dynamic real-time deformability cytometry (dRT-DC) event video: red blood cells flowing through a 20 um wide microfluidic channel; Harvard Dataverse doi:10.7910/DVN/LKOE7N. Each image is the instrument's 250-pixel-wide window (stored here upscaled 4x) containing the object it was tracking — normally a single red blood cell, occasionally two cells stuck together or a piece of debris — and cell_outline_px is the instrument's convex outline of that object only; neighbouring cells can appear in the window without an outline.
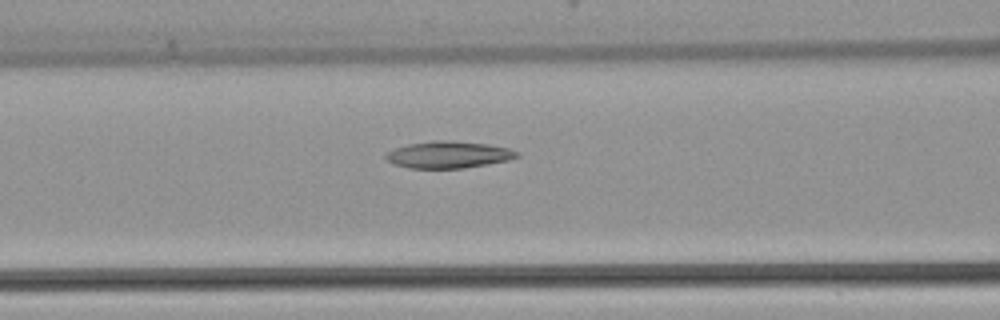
{"species": "common noctule bat (a hibernating species)", "species_latin": "Nyctalus noctula", "temperature_condition": "warm", "stored_images_in_passage": 31, "camera_frame_rate_fps": 3000, "um_per_image_px": 0.085, "animal": {"sex": "female", "body_mass_g": 22.7, "forearm_length_mm": 54.2}, "frame": {"image": 1, "passage_image": 13, "time_ms": 4.0, "image_size_px": [1000, 320], "cell_outline_px": [[520, 156], [508, 160], [464, 168], [408, 168], [392, 164], [384, 156], [388, 152], [396, 148], [408, 144], [432, 140], [448, 140], [488, 144], [508, 148], [520, 152]], "centroid_in_image_um": [38.12, 13.14], "position_along_channel_um": 128.5, "area_um2": 20.52}}
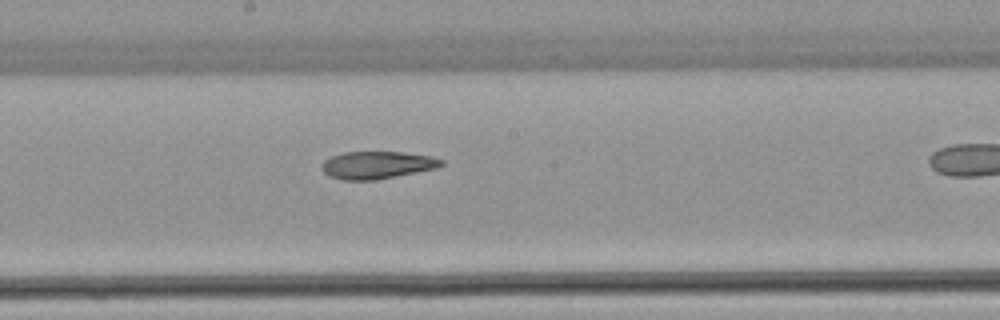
{"frame": {"image": 2, "passage_image": 19, "time_ms": 6.0, "image_size_px": [1000, 320], "cell_outline_px": [[444, 164], [436, 168], [376, 180], [344, 180], [328, 176], [320, 168], [320, 164], [324, 160], [332, 156], [344, 152], [404, 152], [432, 156], [444, 160]], "centroid_in_image_um": [32.03, 14.02], "position_along_channel_um": 216.2, "area_um2": 19.25}}
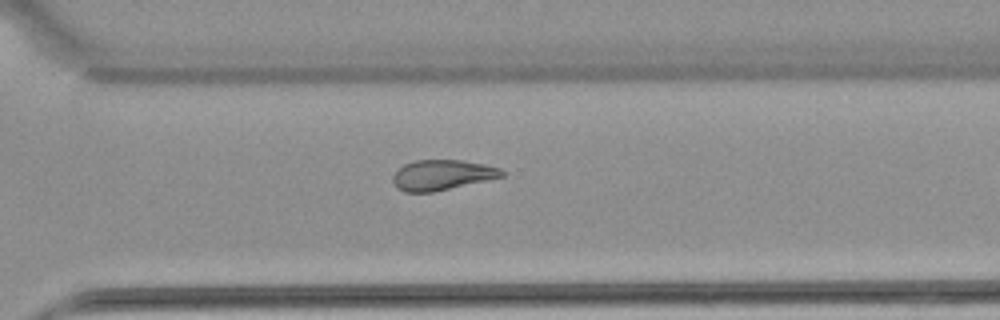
{"frame": {"image": 3, "passage_image": 27, "time_ms": 8.667, "image_size_px": [1000, 320], "cell_outline_px": [[508, 172], [504, 176], [488, 180], [432, 192], [404, 192], [396, 188], [392, 180], [392, 176], [396, 168], [404, 164], [416, 160], [460, 160], [484, 164], [500, 168]], "centroid_in_image_um": [37.56, 14.87], "position_along_channel_um": 333.0, "area_um2": 19.42}}